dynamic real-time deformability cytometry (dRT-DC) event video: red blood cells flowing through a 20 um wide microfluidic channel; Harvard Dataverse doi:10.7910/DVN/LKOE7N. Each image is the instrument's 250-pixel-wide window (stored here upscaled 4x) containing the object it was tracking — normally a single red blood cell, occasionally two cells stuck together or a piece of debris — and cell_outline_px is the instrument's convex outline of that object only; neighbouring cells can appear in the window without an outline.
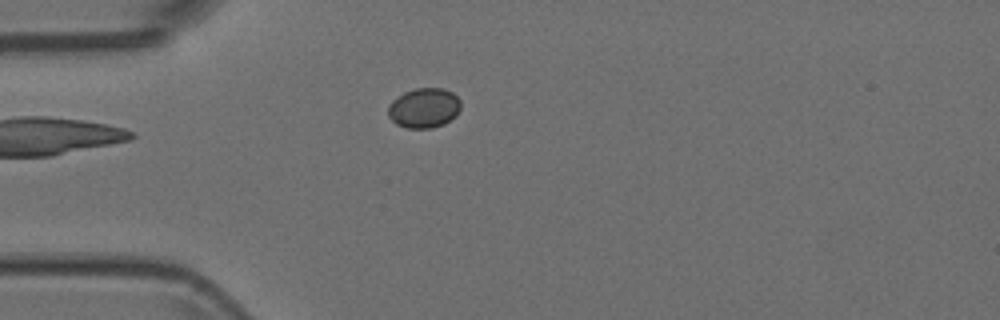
{"species": "Egyptian fruit bat (a non-hibernating species)", "species_latin": "Rousettus aegyptiacus", "temperature_condition": "room temperature", "stored_images_in_passage": 4, "camera_frame_rate_fps": 3000, "um_per_image_px": 0.085, "animal": {"sex": "female"}, "frame": {"image": 1, "passage_image": 2, "time_ms": 0.333, "image_size_px": [1000, 320], "cell_outline_px": [[460, 108], [456, 116], [444, 124], [432, 128], [408, 128], [396, 124], [388, 116], [388, 108], [392, 100], [404, 92], [416, 88], [444, 88], [452, 92], [460, 100]], "centroid_in_image_um": [36.05, 9.17], "position_along_channel_um": 49.0, "area_um2": 16.94}}
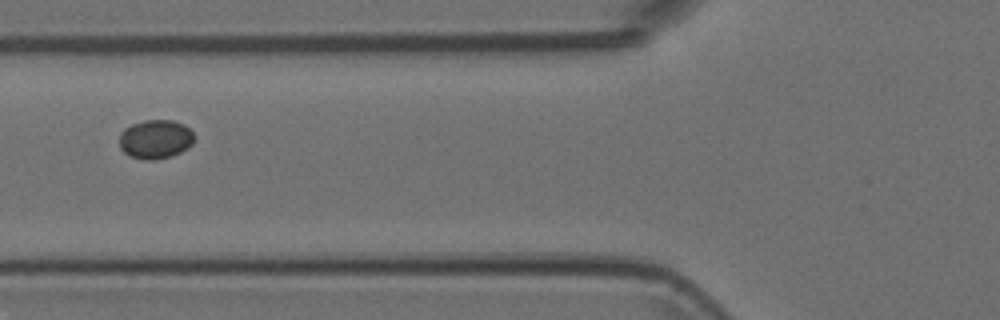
{"frame": {"image": 2, "passage_image": 4, "time_ms": 1.0, "image_size_px": [1000, 320], "cell_outline_px": [[192, 144], [188, 148], [172, 156], [152, 160], [148, 160], [132, 156], [124, 152], [120, 148], [120, 132], [124, 128], [132, 124], [144, 120], [172, 120], [184, 124], [192, 132]], "centroid_in_image_um": [13.2, 11.82], "position_along_channel_um": 112.6, "area_um2": 16.88}}